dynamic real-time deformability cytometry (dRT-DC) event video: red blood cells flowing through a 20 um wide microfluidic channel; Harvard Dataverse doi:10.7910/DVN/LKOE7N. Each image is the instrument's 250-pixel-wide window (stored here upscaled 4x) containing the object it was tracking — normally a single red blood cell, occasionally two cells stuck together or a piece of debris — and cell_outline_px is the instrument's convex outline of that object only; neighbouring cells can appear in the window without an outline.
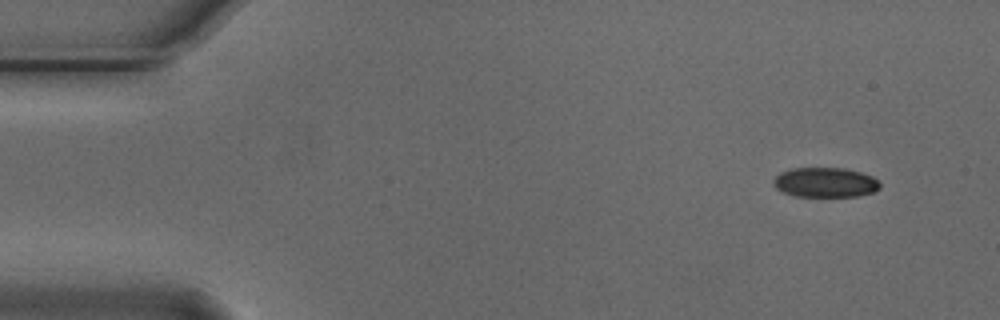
{"species": "Egyptian fruit bat (a non-hibernating species)", "species_latin": "Rousettus aegyptiacus", "temperature_condition": "cold", "stored_images_in_passage": 4, "camera_frame_rate_fps": 3000, "um_per_image_px": 0.085, "animal": {"sex": "male"}, "frame": {"image": 1, "passage_image": 1, "time_ms": 0.0, "image_size_px": [1000, 320], "cell_outline_px": [[880, 188], [872, 192], [860, 196], [796, 196], [784, 192], [776, 188], [772, 184], [772, 180], [780, 172], [792, 168], [844, 168], [860, 172], [872, 176], [880, 184]], "centroid_in_image_um": [70.12, 15.5], "position_along_channel_um": 14.9, "area_um2": 18.44}}
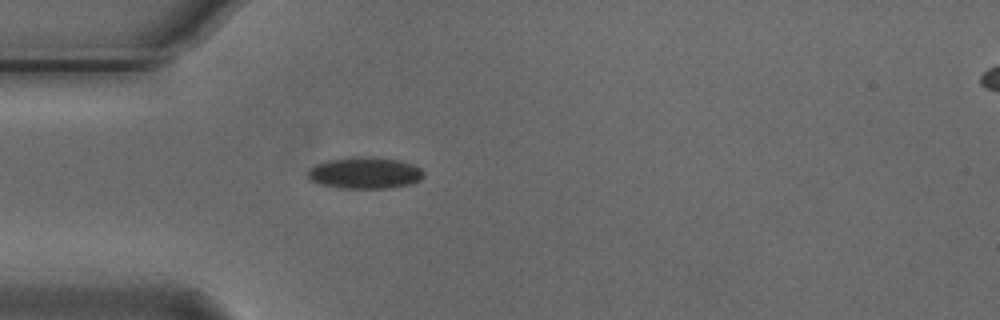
{"frame": {"image": 2, "passage_image": 4, "time_ms": 1.0, "image_size_px": [1000, 320], "cell_outline_px": [[424, 176], [420, 180], [412, 184], [392, 188], [340, 188], [320, 184], [308, 180], [308, 168], [316, 164], [328, 160], [352, 156], [372, 156], [400, 160], [412, 164], [420, 168], [424, 172]], "centroid_in_image_um": [31.02, 14.69], "position_along_channel_um": 54.0, "area_um2": 21.73}}